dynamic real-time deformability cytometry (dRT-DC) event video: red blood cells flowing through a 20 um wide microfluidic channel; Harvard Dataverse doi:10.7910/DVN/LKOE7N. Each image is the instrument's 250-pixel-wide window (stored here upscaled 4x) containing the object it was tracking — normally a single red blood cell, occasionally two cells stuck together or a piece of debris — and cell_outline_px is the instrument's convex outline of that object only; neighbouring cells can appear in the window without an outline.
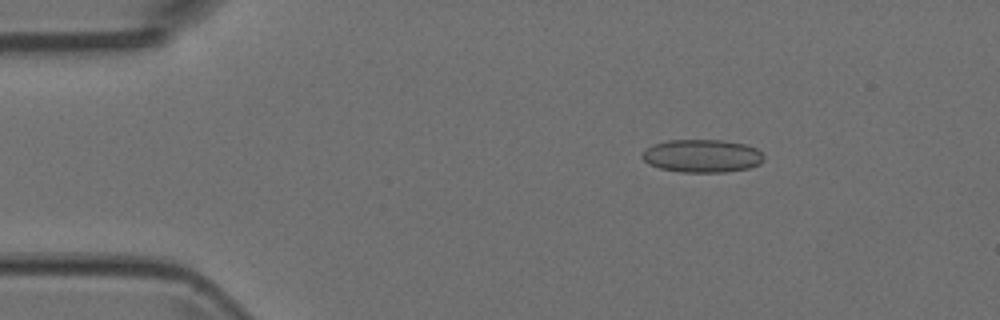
{"species": "Egyptian fruit bat (a non-hibernating species)", "species_latin": "Rousettus aegyptiacus", "temperature_condition": "room temperature", "stored_images_in_passage": 44, "camera_frame_rate_fps": 3000, "um_per_image_px": 0.085, "animal": {"sex": "female"}, "frame": {"image": 1, "passage_image": 1, "time_ms": 0.0, "image_size_px": [1000, 320], "cell_outline_px": [[764, 160], [760, 164], [748, 168], [724, 172], [680, 172], [660, 168], [648, 164], [640, 156], [652, 144], [668, 140], [724, 140], [744, 144], [756, 148], [764, 156]], "centroid_in_image_um": [59.68, 13.25], "position_along_channel_um": 25.3, "area_um2": 23.41}}
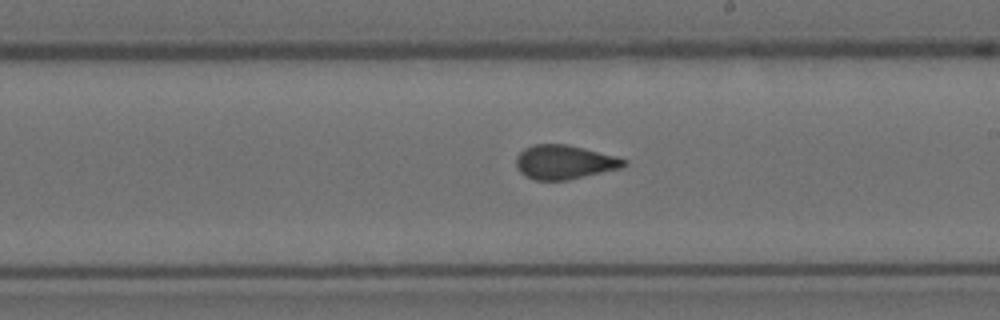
{"frame": {"image": 2, "passage_image": 22, "time_ms": 7.0, "image_size_px": [1000, 320], "cell_outline_px": [[628, 164], [624, 168], [568, 180], [532, 180], [524, 176], [516, 168], [516, 156], [524, 148], [532, 144], [568, 144], [616, 156], [628, 160]], "centroid_in_image_um": [47.99, 13.79], "position_along_channel_um": 241.0, "area_um2": 21.85}}
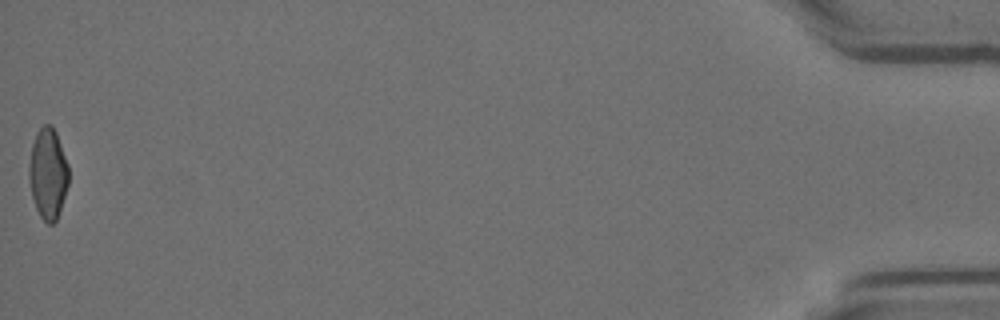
{"frame": {"image": 3, "passage_image": 44, "time_ms": 14.333, "image_size_px": [1000, 320], "cell_outline_px": [[68, 184], [56, 220], [52, 224], [48, 224], [40, 216], [36, 208], [32, 196], [28, 180], [28, 164], [32, 144], [36, 132], [44, 124], [52, 124], [56, 132], [68, 164]], "centroid_in_image_um": [4.05, 14.72], "position_along_channel_um": 431.1, "area_um2": 20.98}}